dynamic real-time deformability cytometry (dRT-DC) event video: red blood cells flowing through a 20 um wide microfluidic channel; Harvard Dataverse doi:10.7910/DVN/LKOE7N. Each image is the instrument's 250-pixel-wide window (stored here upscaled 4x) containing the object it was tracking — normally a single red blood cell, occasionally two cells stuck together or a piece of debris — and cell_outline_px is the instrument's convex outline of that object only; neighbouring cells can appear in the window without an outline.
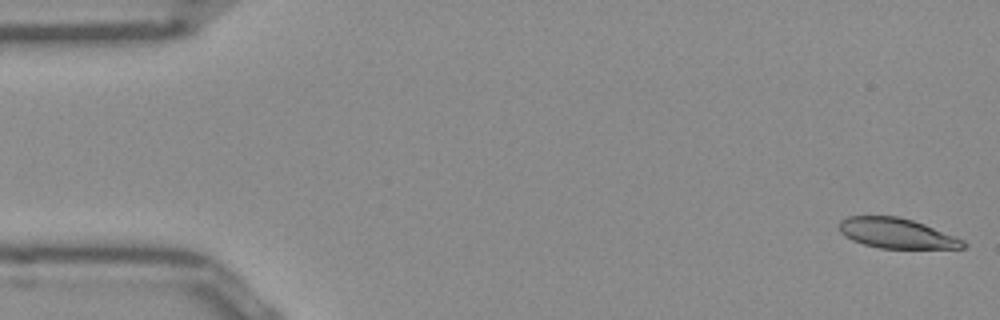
{"species": "Egyptian fruit bat (a non-hibernating species)", "species_latin": "Rousettus aegyptiacus", "temperature_condition": "room temperature", "stored_images_in_passage": 51, "camera_frame_rate_fps": 3000, "um_per_image_px": 0.085, "frame": {"image": 1, "passage_image": 1, "time_ms": 0.0, "image_size_px": [1000, 320], "cell_outline_px": [[968, 244], [964, 248], [880, 248], [864, 244], [852, 240], [844, 236], [840, 232], [840, 220], [848, 216], [896, 216], [912, 220], [924, 224], [964, 240]], "centroid_in_image_um": [76.2, 19.83], "position_along_channel_um": 8.8, "area_um2": 21.56}}
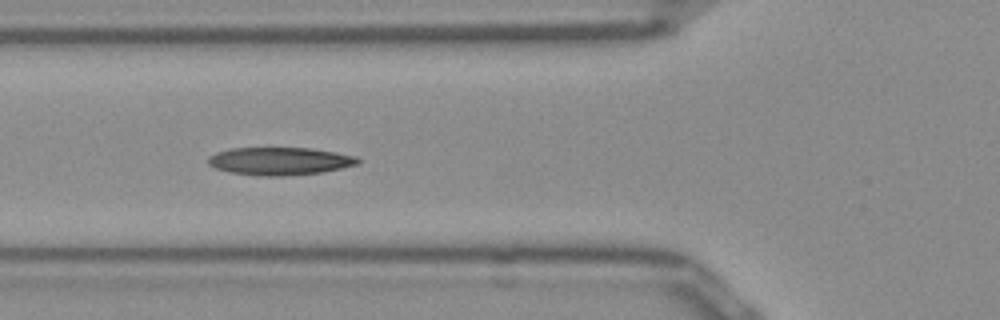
{"frame": {"image": 2, "passage_image": 18, "time_ms": 5.667, "image_size_px": [1000, 320], "cell_outline_px": [[360, 164], [324, 172], [284, 176], [256, 176], [228, 172], [216, 168], [208, 164], [208, 156], [216, 152], [232, 148], [312, 148], [336, 152], [356, 156], [360, 160]], "centroid_in_image_um": [23.79, 13.7], "position_along_channel_um": 102.0, "area_um2": 24.51}}
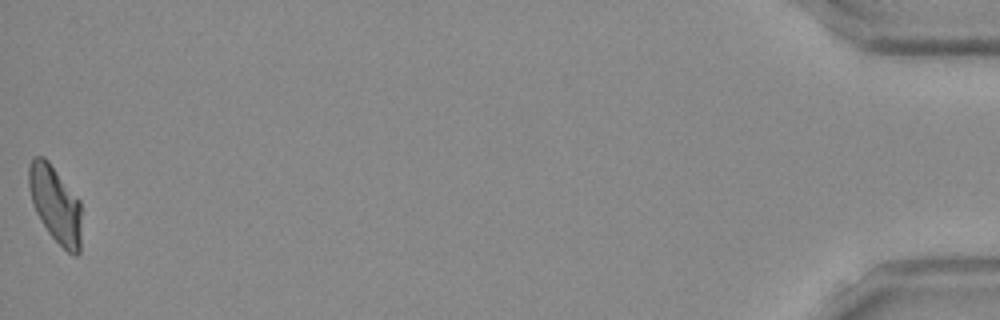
{"frame": {"image": 3, "passage_image": 51, "time_ms": 16.667, "image_size_px": [1000, 320], "cell_outline_px": [[80, 252], [76, 256], [72, 256], [48, 232], [36, 212], [32, 204], [28, 188], [28, 168], [32, 156], [44, 156], [48, 160], [80, 200]], "centroid_in_image_um": [4.68, 17.33], "position_along_channel_um": 430.5, "area_um2": 23.58}, "authors_computed_cell_mechanics": {"area_um2": 23.5824, "velocity_mm_per_s": 3.9167, "shape_relaxation_time_tau1_ms": 4.0998, "shape_relaxation_time_tau2_ms": 2.9006, "deformation_change_tau1": 0.1472, "deformation_change_tau2": 0.0888}}